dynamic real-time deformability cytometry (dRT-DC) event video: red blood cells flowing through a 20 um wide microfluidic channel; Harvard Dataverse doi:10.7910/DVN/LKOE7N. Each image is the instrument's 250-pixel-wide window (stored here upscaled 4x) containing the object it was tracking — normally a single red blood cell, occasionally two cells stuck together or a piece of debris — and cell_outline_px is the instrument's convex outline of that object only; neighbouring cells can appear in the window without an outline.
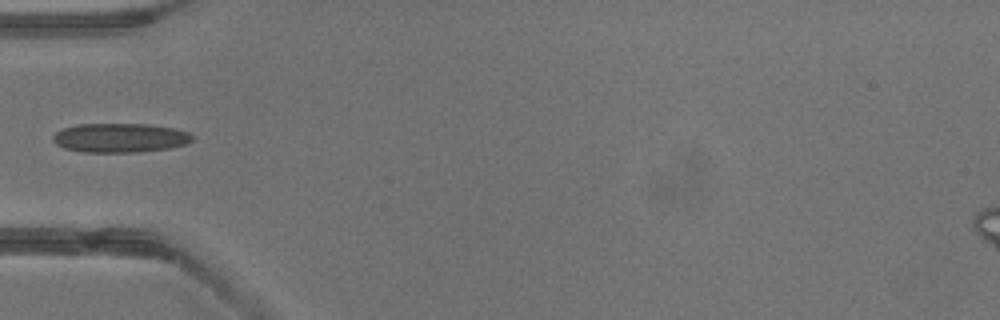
{"species": "common noctule bat (a hibernating species)", "species_latin": "Nyctalus noctula", "temperature_condition": "warm", "stored_images_in_passage": 23, "camera_frame_rate_fps": 3000, "um_per_image_px": 0.085, "animal": {"sex": "male", "body_mass_g": 13.3}, "frame": {"image": 1, "passage_image": 1, "time_ms": 0.0, "image_size_px": [1000, 320], "cell_outline_px": [[192, 140], [184, 144], [168, 148], [136, 152], [84, 152], [64, 148], [56, 144], [52, 140], [52, 136], [56, 132], [64, 128], [76, 124], [148, 124], [172, 128], [188, 132], [192, 136]], "centroid_in_image_um": [10.15, 11.71], "position_along_channel_um": 74.9, "area_um2": 23.52}}
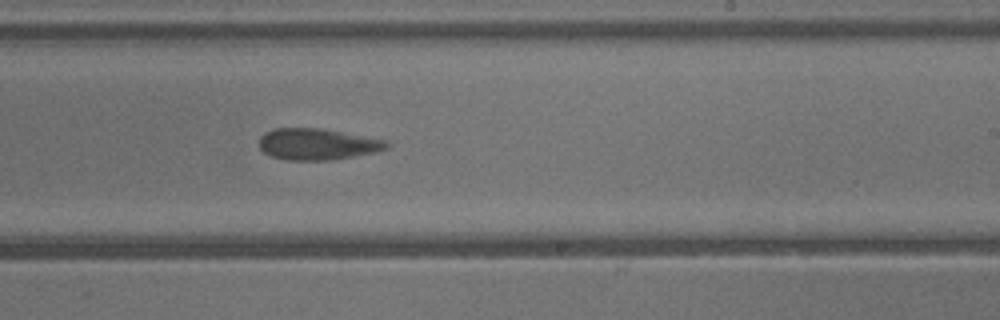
{"frame": {"image": 2, "passage_image": 12, "time_ms": 3.667, "image_size_px": [1000, 320], "cell_outline_px": [[392, 144], [388, 148], [376, 152], [332, 160], [284, 160], [272, 156], [264, 152], [260, 148], [260, 136], [264, 132], [276, 128], [320, 128], [388, 140]], "centroid_in_image_um": [27.01, 12.25], "position_along_channel_um": 262.0, "area_um2": 23.47}}
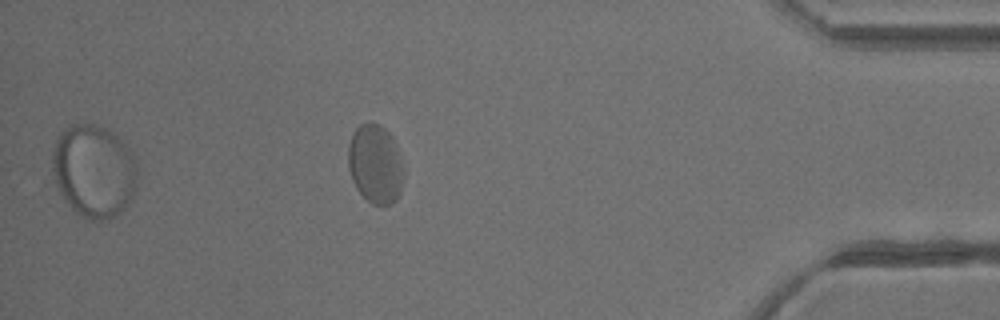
{"frame": {"image": 3, "passage_image": 23, "time_ms": 7.333, "image_size_px": [1000, 320], "cell_outline_px": [[404, 176], [400, 192], [396, 200], [388, 204], [372, 204], [356, 188], [352, 180], [348, 168], [348, 144], [352, 132], [360, 124], [380, 124], [392, 136], [404, 164]], "centroid_in_image_um": [31.91, 13.93], "position_along_channel_um": 403.3, "area_um2": 25.66}}